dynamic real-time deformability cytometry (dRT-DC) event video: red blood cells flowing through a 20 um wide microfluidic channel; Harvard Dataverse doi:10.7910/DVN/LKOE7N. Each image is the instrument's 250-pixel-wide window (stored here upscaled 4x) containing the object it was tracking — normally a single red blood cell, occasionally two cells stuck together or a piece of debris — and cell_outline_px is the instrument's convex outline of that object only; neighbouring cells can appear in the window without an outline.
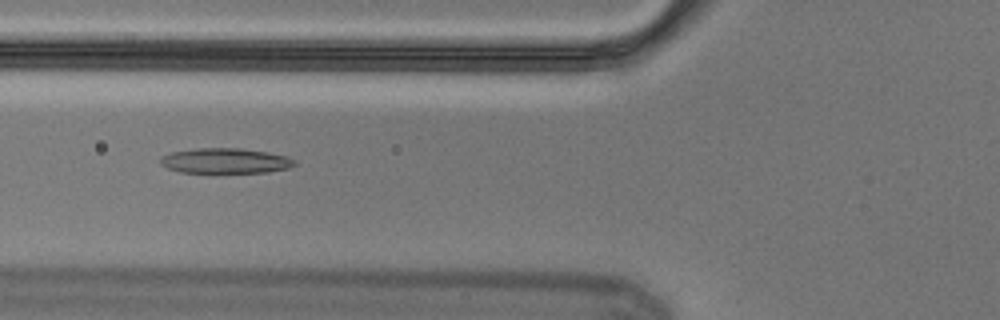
{"species": "Egyptian fruit bat (a non-hibernating species)", "species_latin": "Rousettus aegyptiacus", "temperature_condition": "cold", "stored_images_in_passage": 6, "camera_frame_rate_fps": 3000, "um_per_image_px": 0.085, "animal": {"sex": "male"}, "frame": {"image": 1, "passage_image": 6, "time_ms": 1.667, "image_size_px": [1000, 320], "cell_outline_px": [[296, 164], [288, 168], [268, 172], [180, 172], [168, 168], [160, 164], [160, 156], [172, 152], [196, 148], [240, 148], [268, 152], [288, 156], [296, 160]], "centroid_in_image_um": [19.16, 13.66], "position_along_channel_um": 106.6, "area_um2": 19.71}}